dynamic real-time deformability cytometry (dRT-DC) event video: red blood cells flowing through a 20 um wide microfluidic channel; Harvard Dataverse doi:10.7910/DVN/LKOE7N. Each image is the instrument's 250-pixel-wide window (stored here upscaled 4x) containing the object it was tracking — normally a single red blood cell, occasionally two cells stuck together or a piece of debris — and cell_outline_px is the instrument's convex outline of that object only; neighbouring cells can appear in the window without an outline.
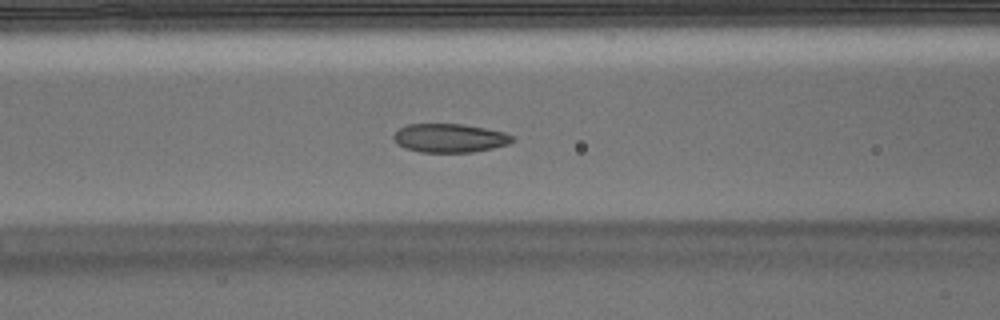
{"species": "Egyptian fruit bat (a non-hibernating species)", "species_latin": "Rousettus aegyptiacus", "temperature_condition": "warm", "stored_images_in_passage": 47, "camera_frame_rate_fps": 3000, "um_per_image_px": 0.085, "animal": {"sex": "male"}, "frame": {"image": 1, "passage_image": 15, "time_ms": 4.667, "image_size_px": [1000, 320], "cell_outline_px": [[516, 140], [508, 144], [492, 148], [472, 152], [420, 152], [404, 148], [392, 136], [400, 128], [408, 124], [464, 124], [504, 132], [512, 136]], "centroid_in_image_um": [38.24, 11.73], "position_along_channel_um": 128.4, "area_um2": 19.71}}
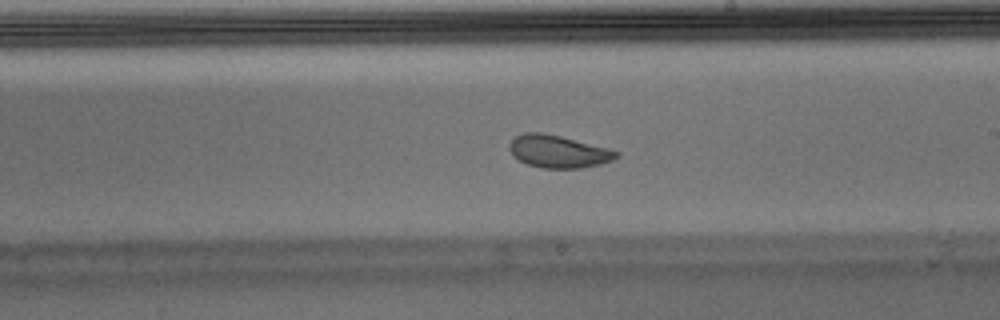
{"frame": {"image": 2, "passage_image": 24, "time_ms": 7.667, "image_size_px": [1000, 320], "cell_outline_px": [[620, 156], [612, 160], [600, 164], [580, 168], [544, 168], [528, 164], [512, 156], [508, 148], [508, 144], [516, 136], [524, 132], [540, 132], [560, 136], [608, 148], [620, 152]], "centroid_in_image_um": [47.44, 12.87], "position_along_channel_um": 241.6, "area_um2": 20.23}}
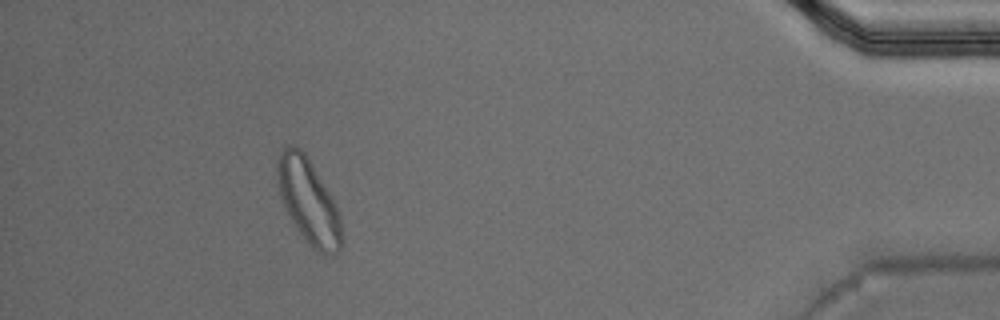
{"frame": {"image": 3, "passage_image": 42, "time_ms": 13.667, "image_size_px": [1000, 320], "cell_outline_px": [[340, 248], [336, 256], [320, 252], [312, 248], [308, 244], [296, 228], [280, 196], [276, 176], [276, 160], [280, 152], [288, 144], [292, 144], [300, 148], [304, 152], [332, 196], [340, 212]], "centroid_in_image_um": [26.2, 17.07], "position_along_channel_um": 409.0, "area_um2": 31.56}, "authors_computed_cell_mechanics": {"area_um2": 21.1548, "velocity_mm_per_s": 3.7745, "shape_relaxation_time_tau1_ms": 5.3688, "shape_relaxation_time_tau2_ms": 1.5932, "deformation_change_tau1": 0.1283, "deformation_change_tau2": 0.0634}}